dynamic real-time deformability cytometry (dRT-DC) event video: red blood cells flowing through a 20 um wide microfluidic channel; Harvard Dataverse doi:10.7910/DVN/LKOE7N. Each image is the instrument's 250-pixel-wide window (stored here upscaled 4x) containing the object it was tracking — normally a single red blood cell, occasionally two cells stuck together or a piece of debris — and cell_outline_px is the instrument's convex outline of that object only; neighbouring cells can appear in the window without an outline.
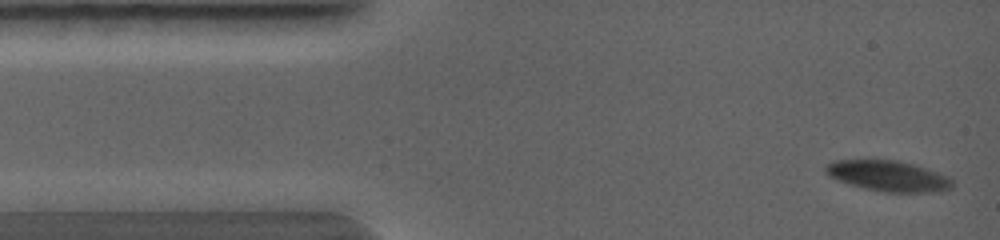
{"species": "common noctule bat (a hibernating species)", "species_latin": "Nyctalus noctula", "temperature_condition": "warm", "stored_images_in_passage": 28, "camera_frame_rate_fps": 5000, "um_per_image_px": 0.085, "animal": {"sex": "female", "body_mass_g": 19.0, "forearm_length_mm": 56.7}, "frame": {"image": 1, "passage_image": 1, "time_ms": 0.0, "image_size_px": [1000, 240], "cell_outline_px": [[952, 188], [940, 192], [884, 192], [864, 188], [836, 180], [828, 176], [824, 172], [824, 168], [832, 160], [896, 160], [912, 164], [948, 176], [952, 180]], "centroid_in_image_um": [75.47, 14.96], "position_along_channel_um": 9.5, "area_um2": 22.6}}
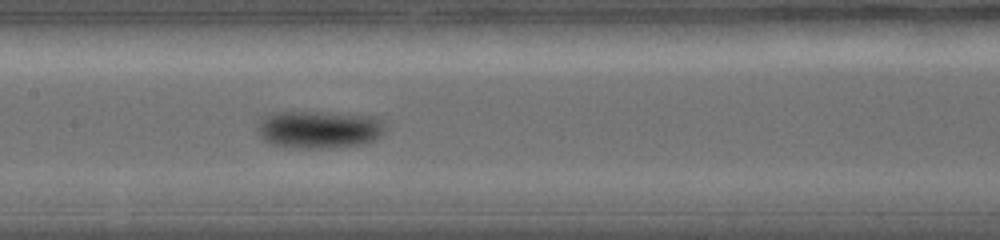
{"frame": {"image": 2, "passage_image": 13, "time_ms": 3.8, "image_size_px": [1000, 240], "cell_outline_px": [[384, 132], [376, 140], [360, 144], [320, 148], [292, 148], [272, 144], [264, 140], [260, 136], [256, 128], [260, 120], [264, 116], [272, 112], [328, 112], [372, 116], [384, 120]], "centroid_in_image_um": [27.1, 10.99], "position_along_channel_um": 180.3, "area_um2": 28.15}}
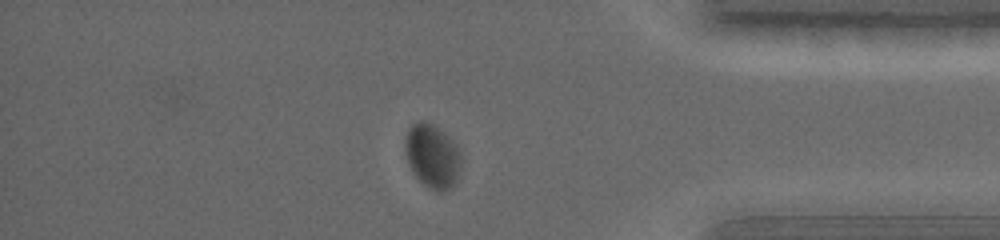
{"frame": {"image": 3, "passage_image": 24, "time_ms": 7.4, "image_size_px": [1000, 240], "cell_outline_px": [[460, 168], [456, 180], [448, 188], [440, 192], [428, 188], [416, 176], [408, 164], [404, 148], [404, 140], [408, 128], [416, 120], [424, 120], [432, 124], [444, 132], [456, 144], [460, 156]], "centroid_in_image_um": [36.71, 13.22], "position_along_channel_um": 398.5, "area_um2": 20.81}}